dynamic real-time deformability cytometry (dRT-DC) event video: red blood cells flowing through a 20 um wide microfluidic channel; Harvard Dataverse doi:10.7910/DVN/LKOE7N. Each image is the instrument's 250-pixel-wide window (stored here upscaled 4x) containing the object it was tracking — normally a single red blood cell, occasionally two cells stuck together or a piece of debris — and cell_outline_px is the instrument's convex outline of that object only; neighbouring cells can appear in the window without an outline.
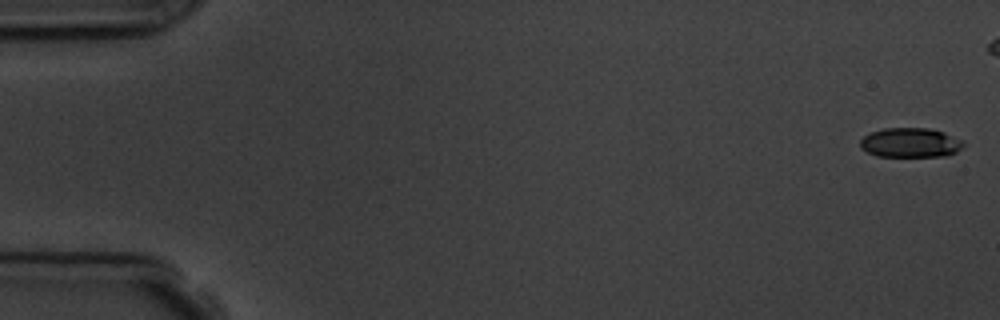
{"species": "common noctule bat (a hibernating species)", "species_latin": "Nyctalus noctula", "temperature_condition": "room temperature", "stored_images_in_passage": 7, "camera_frame_rate_fps": 3000, "um_per_image_px": 0.085, "animal": {"sex": "male", "body_mass_g": 19.5, "forearm_length_mm": 54.6}, "frame": {"image": 1, "passage_image": 1, "time_ms": 0.0, "image_size_px": [1000, 320], "cell_outline_px": [[964, 148], [956, 152], [944, 156], [876, 156], [860, 148], [860, 140], [864, 136], [872, 132], [884, 128], [928, 128], [944, 132], [964, 140]], "centroid_in_image_um": [77.41, 12.12], "position_along_channel_um": 7.6, "area_um2": 17.86}}